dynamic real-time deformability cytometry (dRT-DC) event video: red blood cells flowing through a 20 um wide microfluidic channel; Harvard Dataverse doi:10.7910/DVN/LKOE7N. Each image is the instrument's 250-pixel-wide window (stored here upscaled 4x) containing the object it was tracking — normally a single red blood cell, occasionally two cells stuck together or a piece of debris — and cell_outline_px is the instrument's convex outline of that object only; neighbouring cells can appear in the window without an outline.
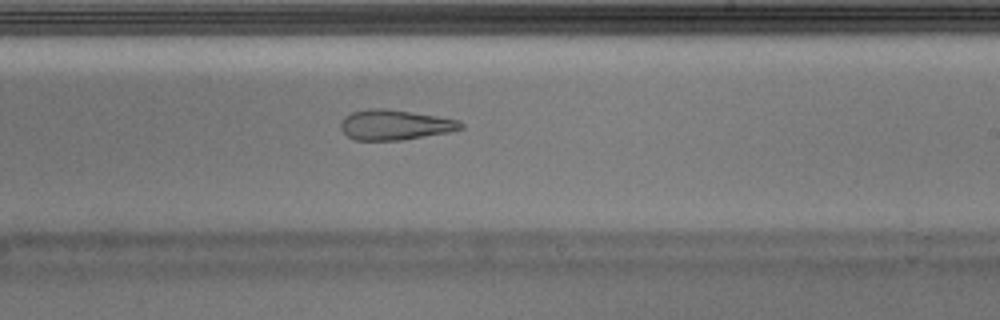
{"species": "Egyptian fruit bat (a non-hibernating species)", "species_latin": "Rousettus aegyptiacus", "temperature_condition": "warm", "stored_images_in_passage": 27, "camera_frame_rate_fps": 3000, "um_per_image_px": 0.085, "animal": {"sex": "male"}, "frame": {"image": 1, "passage_image": 16, "time_ms": 5.0, "image_size_px": [1000, 320], "cell_outline_px": [[464, 128], [448, 132], [400, 140], [356, 140], [348, 136], [340, 128], [340, 124], [344, 116], [352, 112], [368, 108], [384, 108], [412, 112], [460, 120], [464, 124]], "centroid_in_image_um": [33.56, 10.6], "position_along_channel_um": 255.4, "area_um2": 21.04}}
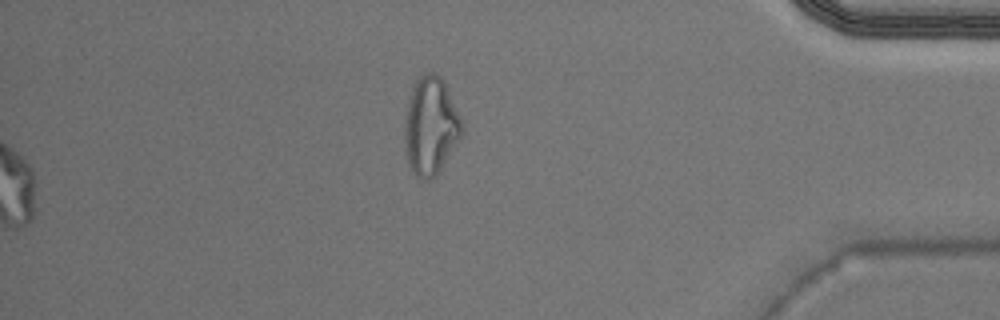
{"frame": {"image": 2, "passage_image": 27, "time_ms": 8.667, "image_size_px": [1000, 320], "cell_outline_px": [[460, 136], [436, 176], [428, 180], [420, 180], [416, 176], [408, 160], [404, 140], [404, 116], [412, 88], [416, 80], [424, 72], [436, 72], [440, 76], [460, 116]], "centroid_in_image_um": [36.55, 10.7], "position_along_channel_um": 398.6, "area_um2": 31.96}}